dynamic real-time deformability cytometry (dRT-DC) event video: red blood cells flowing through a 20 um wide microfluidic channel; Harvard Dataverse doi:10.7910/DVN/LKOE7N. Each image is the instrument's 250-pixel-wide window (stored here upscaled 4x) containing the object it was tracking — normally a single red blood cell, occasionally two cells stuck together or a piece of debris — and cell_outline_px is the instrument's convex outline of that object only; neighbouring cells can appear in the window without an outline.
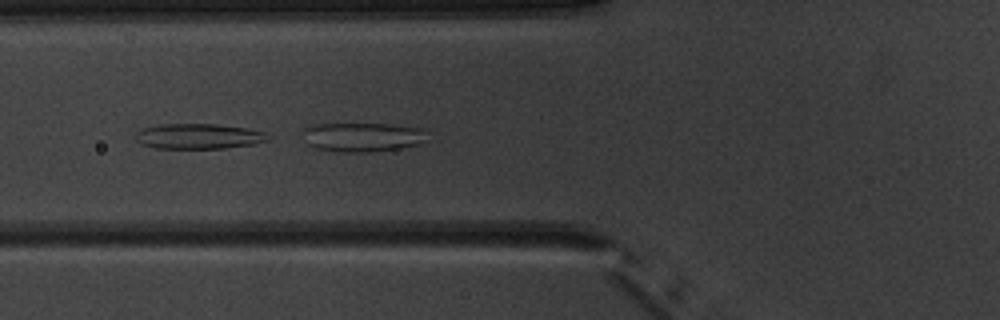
{"species": "common noctule bat (a hibernating species)", "species_latin": "Nyctalus noctula", "temperature_condition": "warm", "stored_images_in_passage": 4, "camera_frame_rate_fps": 3000, "um_per_image_px": 0.085, "animal": {"sex": "male", "body_mass_g": 20.1, "forearm_length_mm": 53.5}, "frame": {"image": 1, "passage_image": 4, "time_ms": 3.333, "image_size_px": [1000, 320], "cell_outline_px": [[428, 140], [420, 144], [396, 148], [368, 152], [340, 152], [316, 148], [308, 144], [304, 132], [304, 128], [312, 124], [388, 124], [428, 128]], "centroid_in_image_um": [30.91, 11.64], "position_along_channel_um": 94.9, "area_um2": 21.27}}